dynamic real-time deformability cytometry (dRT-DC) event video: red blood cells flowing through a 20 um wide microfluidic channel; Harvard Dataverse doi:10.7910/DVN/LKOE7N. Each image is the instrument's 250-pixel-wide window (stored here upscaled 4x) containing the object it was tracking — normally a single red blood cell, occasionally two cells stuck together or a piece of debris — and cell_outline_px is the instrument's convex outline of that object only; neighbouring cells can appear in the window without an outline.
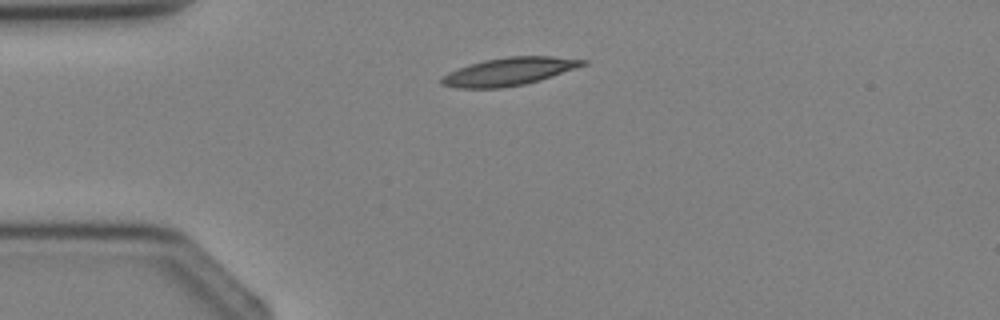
{"species": "Egyptian fruit bat (a non-hibernating species)", "species_latin": "Rousettus aegyptiacus", "temperature_condition": "cold", "stored_images_in_passage": 1, "camera_frame_rate_fps": 3000, "um_per_image_px": 0.085, "animal": {"sex": "female"}, "frame": {"image": 1, "passage_image": 1, "time_ms": 0.0, "image_size_px": [1000, 320], "cell_outline_px": [[588, 64], [540, 80], [524, 84], [500, 88], [456, 88], [440, 84], [440, 80], [448, 72], [468, 64], [484, 60], [508, 56], [552, 56], [588, 60]], "centroid_in_image_um": [43.26, 6.07], "position_along_channel_um": 41.7, "area_um2": 22.95}}